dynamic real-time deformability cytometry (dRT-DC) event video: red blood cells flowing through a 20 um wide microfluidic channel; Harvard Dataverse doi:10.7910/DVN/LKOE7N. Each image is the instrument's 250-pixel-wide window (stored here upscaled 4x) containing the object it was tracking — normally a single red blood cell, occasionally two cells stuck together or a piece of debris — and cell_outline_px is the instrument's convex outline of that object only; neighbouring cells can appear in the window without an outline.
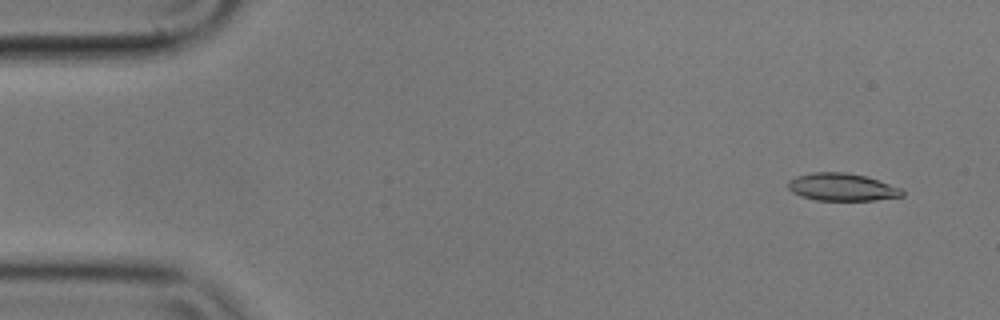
{"species": "common noctule bat (a hibernating species)", "species_latin": "Nyctalus noctula", "temperature_condition": "cold", "stored_images_in_passage": 3, "camera_frame_rate_fps": 3000, "um_per_image_px": 0.085, "animal": {"sex": "male", "body_mass_g": 17.9}, "frame": {"image": 1, "passage_image": 1, "time_ms": 0.0, "image_size_px": [1000, 320], "cell_outline_px": [[904, 196], [876, 200], [816, 200], [800, 196], [792, 192], [788, 188], [788, 180], [796, 176], [812, 172], [844, 172], [864, 176], [904, 188]], "centroid_in_image_um": [71.58, 15.9], "position_along_channel_um": 13.4, "area_um2": 18.44}}